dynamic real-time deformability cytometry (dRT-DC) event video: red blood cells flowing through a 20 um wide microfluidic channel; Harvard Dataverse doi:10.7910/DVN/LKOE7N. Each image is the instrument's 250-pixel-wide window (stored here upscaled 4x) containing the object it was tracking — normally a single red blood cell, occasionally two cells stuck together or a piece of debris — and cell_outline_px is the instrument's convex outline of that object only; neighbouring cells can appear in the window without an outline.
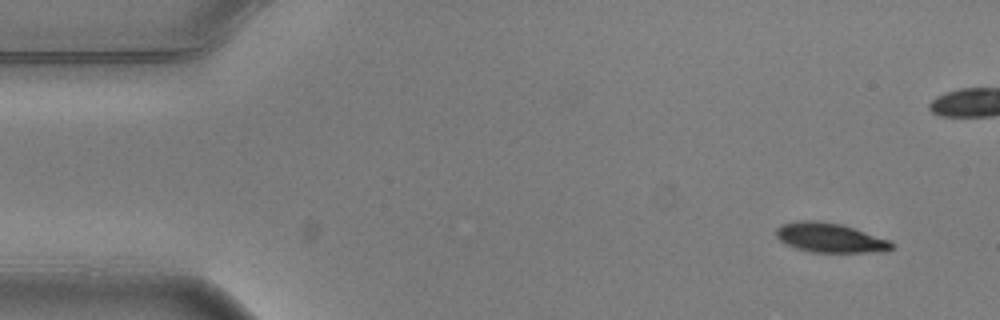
{"species": "common noctule bat (a hibernating species)", "species_latin": "Nyctalus noctula", "temperature_condition": "warm", "stored_images_in_passage": 7, "segment_of_instrument_passage": [1, 2], "camera_frame_rate_fps": 3000, "um_per_image_px": 0.085, "animal": {"sex": "male", "body_mass_g": 20.5, "forearm_length_mm": 52.5}, "frame": {"image": 1, "passage_image": 1, "time_ms": 0.0, "image_size_px": [1000, 320], "cell_outline_px": [[896, 248], [888, 252], [812, 252], [796, 248], [780, 240], [776, 236], [776, 228], [780, 224], [796, 220], [820, 220], [840, 224], [888, 240], [896, 244]], "centroid_in_image_um": [70.56, 20.21], "position_along_channel_um": 14.4, "area_um2": 19.94}}
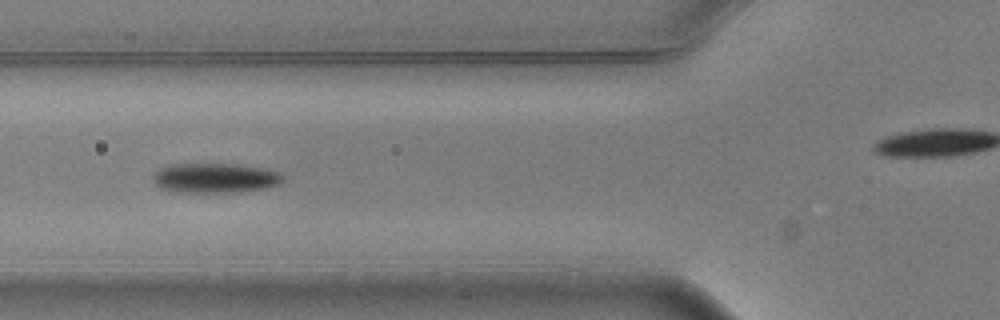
{"frame": {"image": 2, "passage_image": 5, "time_ms": 1.333, "image_size_px": [1000, 320], "cell_outline_px": [[284, 180], [280, 184], [264, 188], [236, 192], [172, 192], [160, 188], [152, 180], [152, 176], [160, 168], [168, 164], [240, 164], [264, 168], [276, 172], [284, 176]], "centroid_in_image_um": [18.25, 15.13], "position_along_channel_um": 107.5, "area_um2": 22.66}}
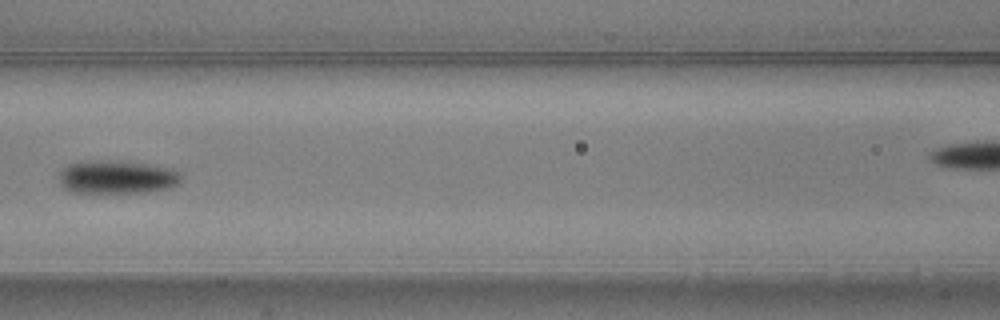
{"frame": {"image": 3, "passage_image": 6, "time_ms": 1.667, "image_size_px": [1000, 320], "cell_outline_px": [[180, 184], [172, 188], [148, 192], [72, 192], [64, 188], [60, 184], [60, 172], [68, 164], [84, 160], [112, 160], [148, 164], [172, 168], [180, 172]], "centroid_in_image_um": [9.97, 15.04], "position_along_channel_um": 156.6, "area_um2": 23.93}}